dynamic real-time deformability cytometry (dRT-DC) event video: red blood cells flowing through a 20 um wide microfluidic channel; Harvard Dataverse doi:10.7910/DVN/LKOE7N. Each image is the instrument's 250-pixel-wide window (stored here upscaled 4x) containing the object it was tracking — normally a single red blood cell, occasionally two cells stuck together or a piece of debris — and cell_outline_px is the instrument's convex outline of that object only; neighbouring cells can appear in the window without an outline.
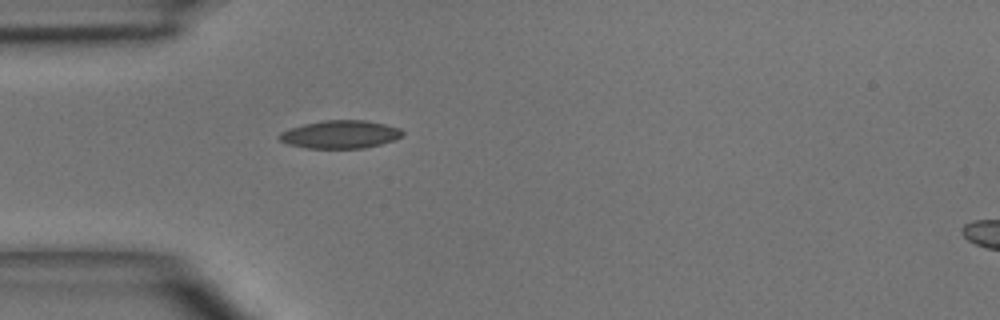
{"species": "common noctule bat (a hibernating species)", "species_latin": "Nyctalus noctula", "temperature_condition": "room temperature", "stored_images_in_passage": 4, "camera_frame_rate_fps": 3000, "um_per_image_px": 0.085, "animal": {"sex": "male", "body_mass_g": 15.6}, "frame": {"image": 1, "passage_image": 4, "time_ms": 4.333, "image_size_px": [1000, 320], "cell_outline_px": [[404, 136], [380, 144], [364, 148], [304, 148], [288, 144], [280, 140], [276, 136], [280, 132], [304, 124], [324, 120], [364, 120], [384, 124], [400, 128], [404, 132]], "centroid_in_image_um": [28.91, 11.42], "position_along_channel_um": 56.1, "area_um2": 20.06}}